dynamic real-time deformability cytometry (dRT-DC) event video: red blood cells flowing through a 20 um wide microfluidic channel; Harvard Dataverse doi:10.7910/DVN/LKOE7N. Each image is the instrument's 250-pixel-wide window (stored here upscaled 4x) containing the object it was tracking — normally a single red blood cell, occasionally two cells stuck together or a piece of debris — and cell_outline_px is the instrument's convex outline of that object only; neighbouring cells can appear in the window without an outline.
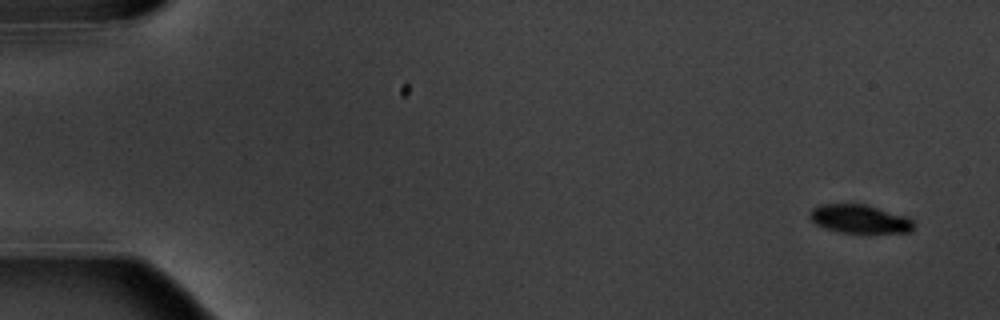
{"species": "common noctule bat (a hibernating species)", "species_latin": "Nyctalus noctula", "temperature_condition": "warm", "stored_images_in_passage": 6, "camera_frame_rate_fps": 3000, "um_per_image_px": 0.085, "animal": {"sex": "male", "body_mass_g": 20.1, "forearm_length_mm": 53.5}, "frame": {"image": 1, "passage_image": 1, "time_ms": 0.0, "image_size_px": [1000, 320], "cell_outline_px": [[916, 224], [912, 232], [840, 232], [816, 224], [812, 220], [812, 208], [820, 204], [864, 204], [908, 216]], "centroid_in_image_um": [73.15, 18.6], "position_along_channel_um": 11.9, "area_um2": 16.99}}
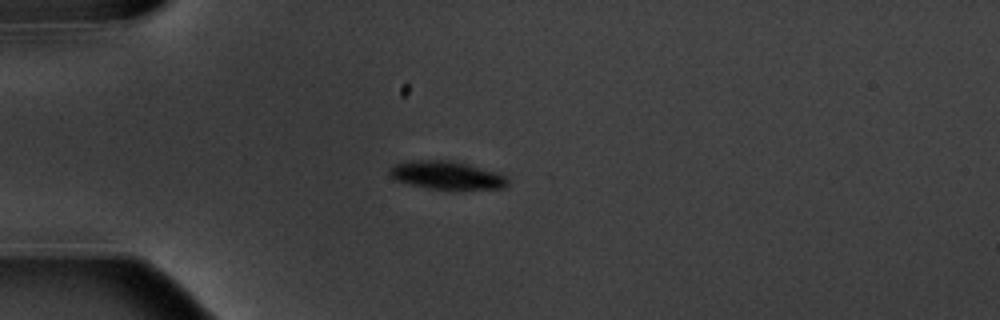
{"frame": {"image": 2, "passage_image": 5, "time_ms": 4.333, "image_size_px": [1000, 320], "cell_outline_px": [[508, 184], [504, 188], [432, 188], [412, 184], [396, 180], [388, 172], [388, 168], [392, 164], [412, 160], [448, 160], [468, 164], [496, 172], [504, 176], [508, 180]], "centroid_in_image_um": [37.92, 14.86], "position_along_channel_um": 47.1, "area_um2": 18.84}}